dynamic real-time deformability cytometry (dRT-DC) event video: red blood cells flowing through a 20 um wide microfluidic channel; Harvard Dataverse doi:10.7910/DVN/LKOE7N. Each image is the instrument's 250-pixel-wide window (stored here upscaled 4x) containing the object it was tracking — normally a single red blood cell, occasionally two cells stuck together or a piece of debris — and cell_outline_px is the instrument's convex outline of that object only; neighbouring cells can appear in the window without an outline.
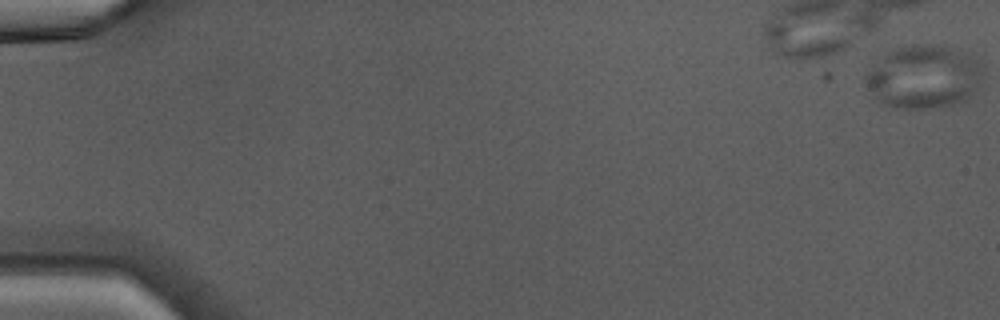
{"species": "Egyptian fruit bat (a non-hibernating species)", "species_latin": "Rousettus aegyptiacus", "temperature_condition": "warm", "stored_images_in_passage": 5, "camera_frame_rate_fps": 3000, "um_per_image_px": 0.085, "animal": {"sex": "male"}, "frame": {"image": 1, "passage_image": 1, "time_ms": 0.0, "image_size_px": [1000, 320], "cell_outline_px": [[984, 88], [968, 100], [960, 104], [944, 108], [892, 108], [880, 104], [876, 100], [868, 88], [864, 80], [864, 76], [880, 56], [888, 48], [908, 44], [944, 44], [968, 52], [980, 60], [984, 64]], "centroid_in_image_um": [78.62, 6.52], "position_along_channel_um": 6.4, "area_um2": 45.89}}